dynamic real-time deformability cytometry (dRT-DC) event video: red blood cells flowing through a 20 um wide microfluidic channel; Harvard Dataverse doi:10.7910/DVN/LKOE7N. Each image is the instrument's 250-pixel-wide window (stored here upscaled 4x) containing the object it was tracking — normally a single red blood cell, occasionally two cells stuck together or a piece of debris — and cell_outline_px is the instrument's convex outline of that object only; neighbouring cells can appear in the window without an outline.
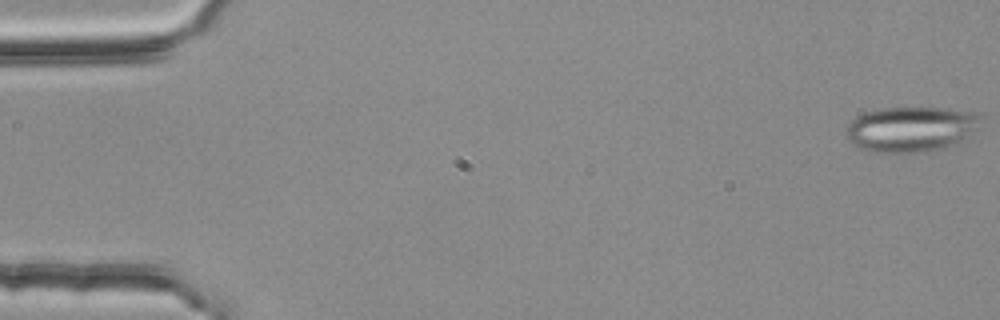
{"species": "common noctule bat (a hibernating species)", "species_latin": "Nyctalus noctula", "temperature_condition": "room temperature", "stored_images_in_passage": 4, "camera_frame_rate_fps": 3000, "um_per_image_px": 0.085, "animal": {"sex": "female", "body_mass_g": 25.1}, "frame": {"image": 1, "passage_image": 1, "time_ms": 0.0, "image_size_px": [1000, 320], "cell_outline_px": [[980, 128], [960, 144], [928, 152], [872, 152], [860, 148], [852, 144], [848, 136], [848, 124], [856, 116], [864, 112], [880, 108], [948, 108], [980, 112]], "centroid_in_image_um": [77.53, 10.97], "position_along_channel_um": 7.5, "area_um2": 36.13}}